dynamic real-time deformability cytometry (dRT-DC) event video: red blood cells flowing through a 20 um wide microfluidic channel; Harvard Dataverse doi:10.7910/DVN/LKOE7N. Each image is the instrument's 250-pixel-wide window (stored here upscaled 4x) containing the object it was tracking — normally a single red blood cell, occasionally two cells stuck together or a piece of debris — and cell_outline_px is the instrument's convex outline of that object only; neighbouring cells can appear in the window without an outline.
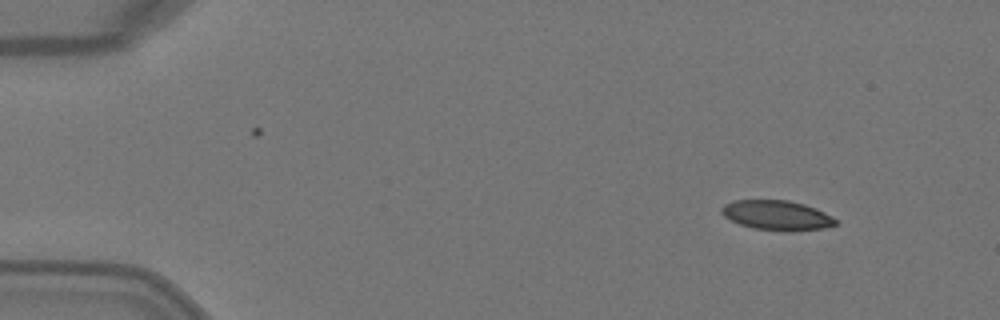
{"species": "Egyptian fruit bat (a non-hibernating species)", "species_latin": "Rousettus aegyptiacus", "temperature_condition": "warm", "stored_images_in_passage": 3, "camera_frame_rate_fps": 3000, "um_per_image_px": 0.085, "animal": {"sex": "female"}, "frame": {"image": 1, "passage_image": 1, "time_ms": 0.0, "image_size_px": [1000, 320], "cell_outline_px": [[840, 224], [824, 228], [752, 228], [740, 224], [724, 216], [720, 212], [720, 208], [724, 204], [732, 200], [788, 200], [804, 204], [816, 208], [832, 216]], "centroid_in_image_um": [65.99, 18.24], "position_along_channel_um": 19.0, "area_um2": 18.96}}